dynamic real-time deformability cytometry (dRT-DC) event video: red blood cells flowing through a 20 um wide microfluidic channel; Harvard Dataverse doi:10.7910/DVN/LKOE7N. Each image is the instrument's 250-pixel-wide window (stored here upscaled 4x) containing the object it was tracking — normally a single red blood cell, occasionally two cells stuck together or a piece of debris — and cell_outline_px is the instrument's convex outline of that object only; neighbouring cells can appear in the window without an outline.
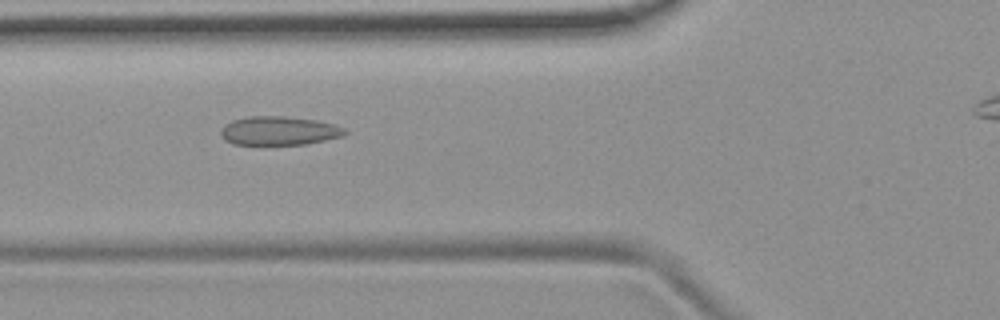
{"species": "common noctule bat (a hibernating species)", "species_latin": "Nyctalus noctula", "temperature_condition": "room temperature", "stored_images_in_passage": 49, "camera_frame_rate_fps": 3000, "um_per_image_px": 0.085, "animal": {"sex": "female", "body_mass_g": 19.9}, "frame": {"image": 1, "passage_image": 20, "time_ms": 6.333, "image_size_px": [1000, 320], "cell_outline_px": [[348, 132], [344, 136], [304, 144], [232, 144], [224, 140], [220, 136], [220, 132], [224, 124], [232, 120], [248, 116], [284, 116], [316, 120], [336, 124], [344, 128]], "centroid_in_image_um": [23.7, 11.11], "position_along_channel_um": 102.1, "area_um2": 20.92}}
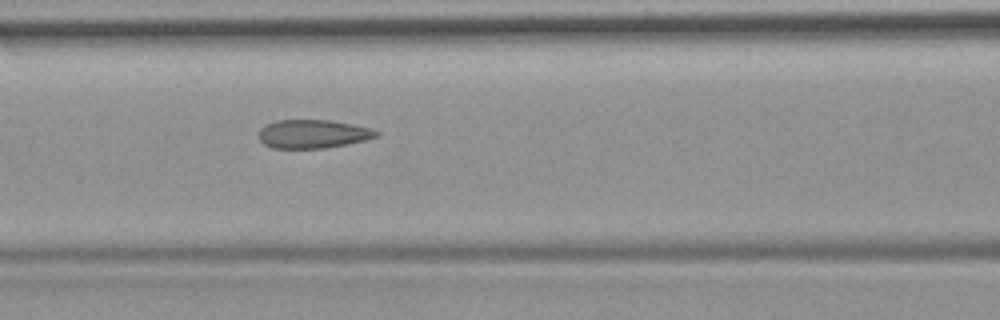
{"frame": {"image": 2, "passage_image": 23, "time_ms": 7.333, "image_size_px": [1000, 320], "cell_outline_px": [[380, 136], [364, 140], [324, 148], [272, 148], [264, 144], [260, 140], [260, 128], [276, 120], [328, 120], [352, 124], [372, 128], [380, 132]], "centroid_in_image_um": [26.62, 11.38], "position_along_channel_um": 140.0, "area_um2": 19.42}}
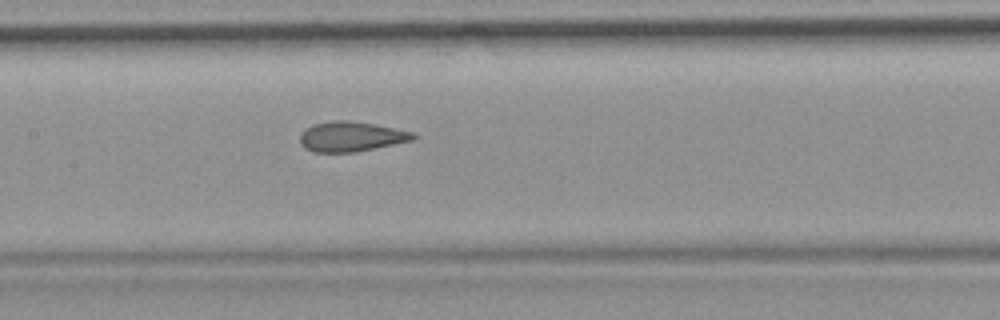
{"frame": {"image": 3, "passage_image": 26, "time_ms": 8.333, "image_size_px": [1000, 320], "cell_outline_px": [[416, 136], [412, 140], [356, 152], [312, 152], [304, 148], [300, 144], [300, 132], [304, 128], [312, 124], [332, 120], [348, 120], [372, 124], [416, 132]], "centroid_in_image_um": [29.79, 11.6], "position_along_channel_um": 177.6, "area_um2": 19.88}, "authors_computed_cell_mechanics": {"area_um2": 20.519, "velocity_mm_per_s": 3.7588, "shape_relaxation_time_tau1_ms": null, "shape_relaxation_time_tau2_ms": 1.3581, "deformation_change_tau1": null, "deformation_change_tau2": 0.0777}}